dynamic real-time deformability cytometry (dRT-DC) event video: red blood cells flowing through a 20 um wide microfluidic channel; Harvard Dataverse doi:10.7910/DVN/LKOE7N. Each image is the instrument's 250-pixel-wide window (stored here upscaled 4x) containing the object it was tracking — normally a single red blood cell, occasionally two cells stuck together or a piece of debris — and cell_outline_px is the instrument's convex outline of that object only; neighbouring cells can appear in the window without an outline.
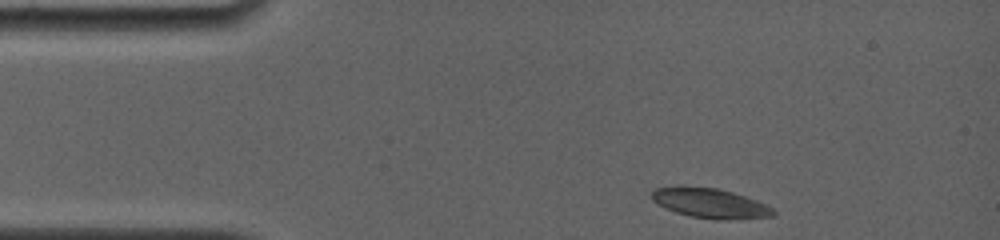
{"species": "common noctule bat (a hibernating species)", "species_latin": "Nyctalus noctula", "temperature_condition": "room temperature", "stored_images_in_passage": 19, "camera_frame_rate_fps": 4000, "um_per_image_px": 0.085, "animal": {"sex": "female", "body_mass_g": 19.0, "forearm_length_mm": 56.7}, "frame": {"image": 1, "passage_image": 1, "time_ms": 0.0, "image_size_px": [1000, 240], "cell_outline_px": [[776, 216], [720, 220], [692, 216], [676, 212], [652, 200], [652, 192], [656, 188], [680, 184], [716, 188], [732, 192], [756, 200], [772, 208], [776, 212]], "centroid_in_image_um": [60.35, 17.24], "position_along_channel_um": 24.7, "area_um2": 21.04}}
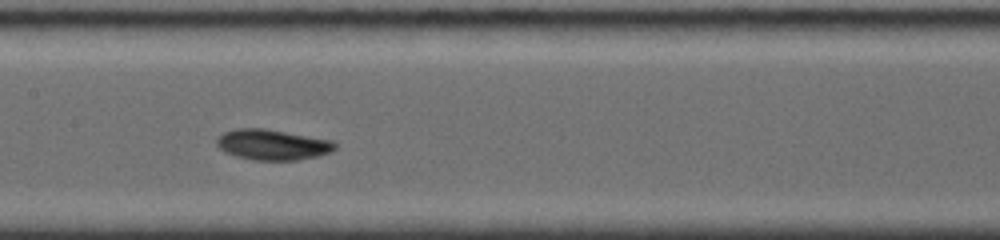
{"frame": {"image": 2, "passage_image": 9, "time_ms": 5.75, "image_size_px": [1000, 240], "cell_outline_px": [[336, 148], [332, 152], [320, 156], [296, 160], [252, 160], [236, 156], [224, 152], [216, 144], [216, 140], [224, 132], [236, 128], [264, 128], [332, 140], [336, 144]], "centroid_in_image_um": [23.17, 12.3], "position_along_channel_um": 184.2, "area_um2": 21.15}}
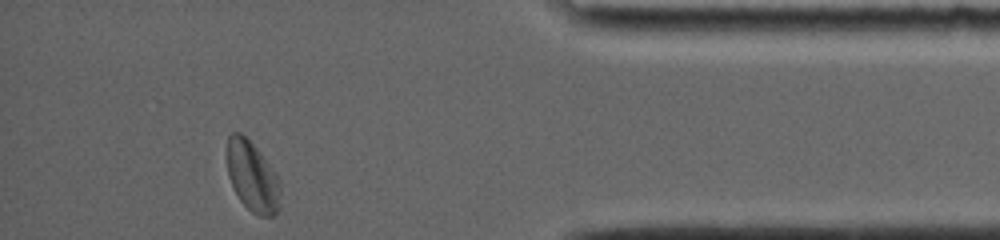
{"frame": {"image": 3, "passage_image": 19, "time_ms": 12.5, "image_size_px": [1000, 240], "cell_outline_px": [[280, 208], [272, 216], [256, 216], [240, 200], [228, 176], [228, 136], [232, 132], [240, 132], [260, 152], [280, 180]], "centroid_in_image_um": [21.47, 15.04], "position_along_channel_um": 413.7, "area_um2": 21.56}, "authors_computed_cell_mechanics": {"area_um2": 20.808, "velocity_mm_per_s": 3.7549, "shape_relaxation_time_tau1_ms": 2.5584, "shape_relaxation_time_tau2_ms": null, "deformation_change_tau1": 0.0879, "deformation_change_tau2": null}}